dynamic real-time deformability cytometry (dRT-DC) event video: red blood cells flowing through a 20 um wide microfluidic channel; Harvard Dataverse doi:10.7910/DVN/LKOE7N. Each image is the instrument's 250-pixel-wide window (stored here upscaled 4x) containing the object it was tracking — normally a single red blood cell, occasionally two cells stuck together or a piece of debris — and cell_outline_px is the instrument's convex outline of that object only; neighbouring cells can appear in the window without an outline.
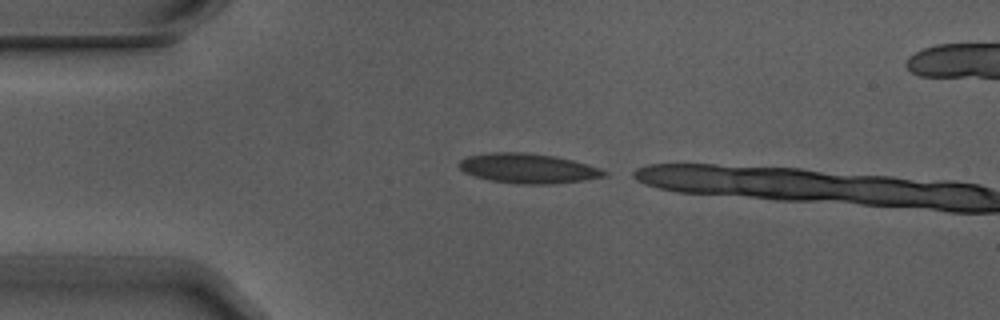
{"species": "Egyptian fruit bat (a non-hibernating species)", "species_latin": "Rousettus aegyptiacus", "temperature_condition": "warm", "stored_images_in_passage": 2, "camera_frame_rate_fps": 3000, "um_per_image_px": 0.085, "animal": {"sex": "male"}, "frame": {"image": 1, "passage_image": 1, "time_ms": 0.0, "image_size_px": [1000, 320], "cell_outline_px": [[608, 176], [584, 180], [552, 184], [520, 184], [488, 180], [464, 172], [456, 164], [460, 160], [468, 156], [488, 152], [524, 152], [556, 156], [572, 160], [608, 172]], "centroid_in_image_um": [44.84, 14.31], "position_along_channel_um": 40.2, "area_um2": 25.14}}